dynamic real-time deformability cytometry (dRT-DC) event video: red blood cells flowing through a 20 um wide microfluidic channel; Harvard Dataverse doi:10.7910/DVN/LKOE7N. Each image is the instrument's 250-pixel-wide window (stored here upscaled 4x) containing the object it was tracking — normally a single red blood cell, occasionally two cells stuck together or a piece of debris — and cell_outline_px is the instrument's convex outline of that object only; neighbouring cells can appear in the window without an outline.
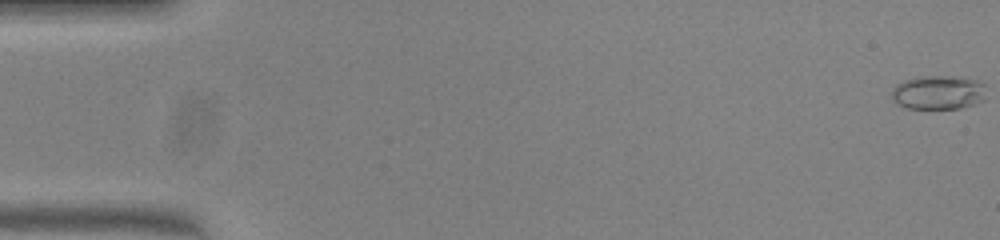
{"species": "common noctule bat (a hibernating species)", "species_latin": "Nyctalus noctula", "temperature_condition": "warm", "stored_images_in_passage": 52, "camera_frame_rate_fps": 3000, "um_per_image_px": 0.085, "animal": {"sex": "female", "body_mass_g": 23.0, "forearm_length_mm": 53.4}, "frame": {"image": 1, "passage_image": 1, "time_ms": 0.0, "image_size_px": [1000, 240], "cell_outline_px": [[984, 100], [976, 104], [960, 108], [908, 108], [892, 100], [892, 88], [896, 84], [904, 80], [916, 76], [960, 76], [976, 80], [984, 84]], "centroid_in_image_um": [79.76, 7.84], "position_along_channel_um": 5.2, "area_um2": 18.84}}
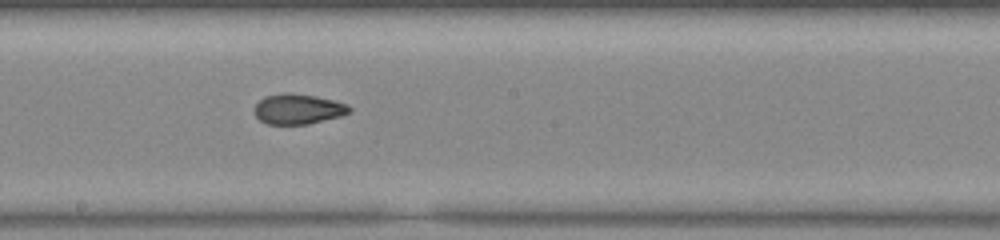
{"frame": {"image": 2, "passage_image": 29, "time_ms": 9.333, "image_size_px": [1000, 240], "cell_outline_px": [[352, 112], [340, 116], [308, 124], [268, 124], [260, 120], [252, 112], [252, 108], [264, 96], [280, 92], [288, 92], [316, 96], [348, 104], [352, 108]], "centroid_in_image_um": [25.31, 9.25], "position_along_channel_um": 222.9, "area_um2": 16.99}}
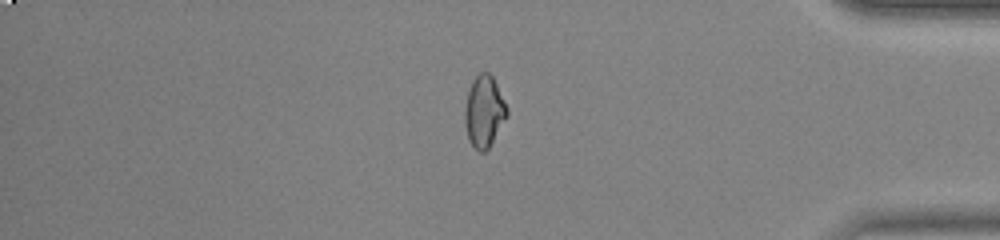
{"frame": {"image": 3, "passage_image": 44, "time_ms": 14.333, "image_size_px": [1000, 240], "cell_outline_px": [[508, 116], [488, 148], [484, 152], [480, 152], [468, 140], [464, 120], [464, 112], [468, 88], [472, 80], [480, 72], [488, 72], [492, 76], [508, 108]], "centroid_in_image_um": [41.14, 9.46], "position_along_channel_um": 394.1, "area_um2": 17.57}, "authors_computed_cell_mechanics": {"area_um2": 17.6001, "velocity_mm_per_s": 4.0178, "shape_relaxation_time_tau1_ms": null, "shape_relaxation_time_tau2_ms": 1.1261, "deformation_change_tau1": null, "deformation_change_tau2": 0.0604}}